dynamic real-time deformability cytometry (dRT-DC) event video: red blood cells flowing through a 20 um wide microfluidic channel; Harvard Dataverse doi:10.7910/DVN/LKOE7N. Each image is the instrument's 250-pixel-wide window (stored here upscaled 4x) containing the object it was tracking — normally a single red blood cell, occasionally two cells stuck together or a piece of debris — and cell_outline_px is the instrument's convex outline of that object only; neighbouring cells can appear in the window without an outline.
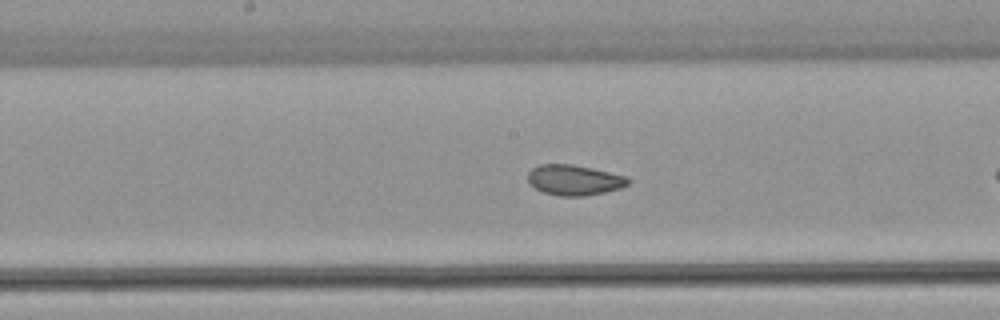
{"species": "common noctule bat (a hibernating species)", "species_latin": "Nyctalus noctula", "temperature_condition": "warm", "stored_images_in_passage": 15, "camera_frame_rate_fps": 3000, "um_per_image_px": 0.085, "animal": {"sex": "female", "body_mass_g": 22.7, "forearm_length_mm": 54.2}, "frame": {"image": 1, "passage_image": 13, "time_ms": 4.0, "image_size_px": [1000, 320], "cell_outline_px": [[632, 180], [628, 184], [620, 188], [604, 192], [584, 196], [560, 196], [544, 192], [536, 188], [528, 180], [528, 172], [532, 168], [540, 164], [572, 164], [592, 168], [628, 176]], "centroid_in_image_um": [48.84, 15.29], "position_along_channel_um": 199.4, "area_um2": 17.74}}